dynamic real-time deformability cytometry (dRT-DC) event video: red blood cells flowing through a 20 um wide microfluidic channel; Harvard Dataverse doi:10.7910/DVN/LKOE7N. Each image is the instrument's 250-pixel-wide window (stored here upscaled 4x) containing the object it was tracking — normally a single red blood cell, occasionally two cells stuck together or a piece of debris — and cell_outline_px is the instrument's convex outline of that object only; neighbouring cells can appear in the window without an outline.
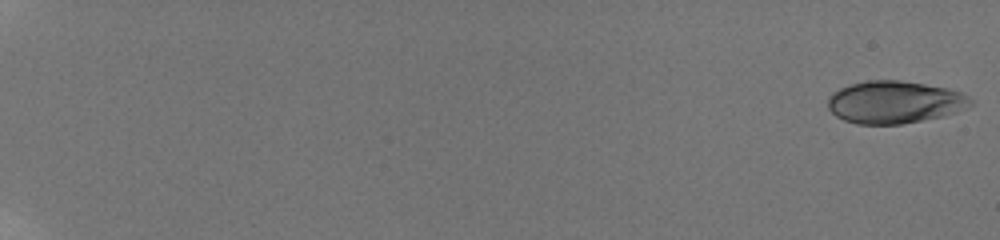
{"species": "human", "species_latin": "Homo sapiens", "temperature_condition": "room temperature", "stored_images_in_passage": 28, "camera_frame_rate_fps": 3000, "um_per_image_px": 0.085, "donor": {"sex": "male"}, "frame": {"image": 1, "passage_image": 1, "time_ms": 0.0, "image_size_px": [1000, 240], "cell_outline_px": [[972, 104], [952, 112], [940, 116], [900, 124], [856, 124], [844, 120], [836, 116], [828, 108], [828, 96], [832, 92], [840, 88], [852, 84], [868, 80], [900, 80], [924, 84], [944, 88], [960, 92], [968, 96], [972, 100]], "centroid_in_image_um": [75.96, 8.68], "position_along_channel_um": 9.0, "area_um2": 34.8}}
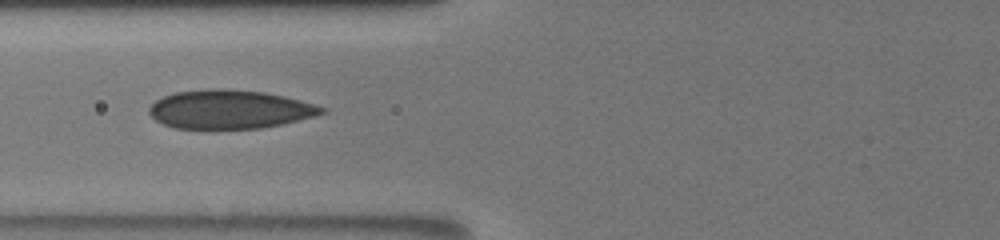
{"frame": {"image": 2, "passage_image": 16, "time_ms": 9.0, "image_size_px": [1000, 240], "cell_outline_px": [[328, 112], [316, 116], [280, 124], [260, 128], [212, 132], [176, 128], [164, 124], [156, 120], [148, 112], [148, 108], [156, 100], [164, 96], [176, 92], [208, 88], [224, 88], [264, 92], [284, 96], [316, 104], [328, 108]], "centroid_in_image_um": [19.52, 9.33], "position_along_channel_um": 106.3, "area_um2": 40.17}}
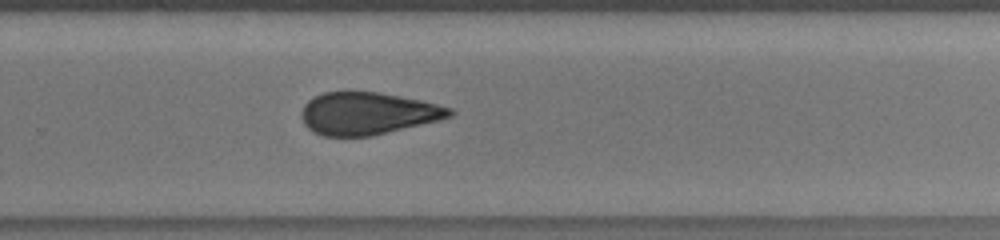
{"frame": {"image": 3, "passage_image": 27, "time_ms": 14.0, "image_size_px": [1000, 240], "cell_outline_px": [[456, 112], [452, 116], [440, 120], [372, 136], [324, 136], [312, 132], [304, 124], [300, 116], [300, 112], [304, 104], [308, 100], [324, 92], [380, 92], [420, 100], [452, 108]], "centroid_in_image_um": [31.24, 9.65], "position_along_channel_um": 298.6, "area_um2": 36.7}}